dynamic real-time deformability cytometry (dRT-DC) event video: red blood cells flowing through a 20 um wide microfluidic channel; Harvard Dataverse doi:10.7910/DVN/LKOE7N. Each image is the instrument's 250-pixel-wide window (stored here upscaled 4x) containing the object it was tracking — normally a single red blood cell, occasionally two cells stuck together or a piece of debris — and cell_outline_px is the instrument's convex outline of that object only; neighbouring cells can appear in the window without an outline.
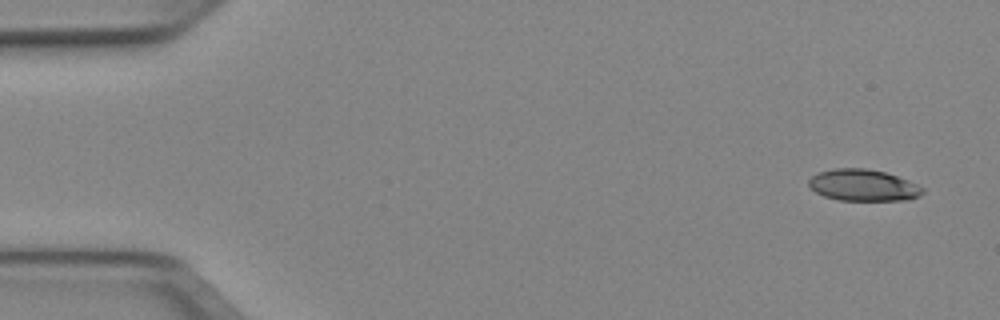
{"species": "Egyptian fruit bat (a non-hibernating species)", "species_latin": "Rousettus aegyptiacus", "temperature_condition": "cold", "stored_images_in_passage": 6, "camera_frame_rate_fps": 3000, "um_per_image_px": 0.085, "animal": {"sex": "female"}, "frame": {"image": 1, "passage_image": 1, "time_ms": 0.0, "image_size_px": [1000, 320], "cell_outline_px": [[924, 192], [920, 196], [908, 200], [840, 200], [824, 196], [816, 192], [808, 184], [808, 180], [812, 176], [820, 172], [832, 168], [868, 168], [884, 172], [908, 180], [924, 188]], "centroid_in_image_um": [73.38, 15.74], "position_along_channel_um": 11.6, "area_um2": 20.92}}
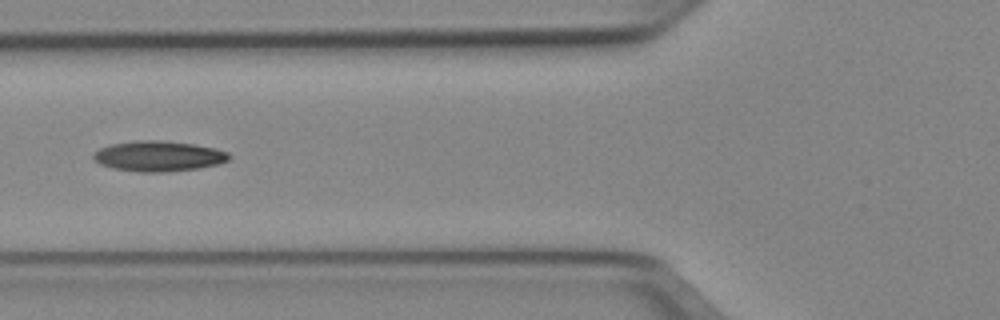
{"frame": {"image": 2, "passage_image": 5, "time_ms": 1.333, "image_size_px": [1000, 320], "cell_outline_px": [[232, 156], [228, 160], [220, 164], [200, 168], [164, 172], [140, 172], [112, 168], [100, 164], [92, 160], [92, 156], [100, 148], [112, 144], [136, 140], [164, 140], [196, 144], [216, 148], [228, 152]], "centroid_in_image_um": [13.51, 13.27], "position_along_channel_um": 112.3, "area_um2": 24.33}}
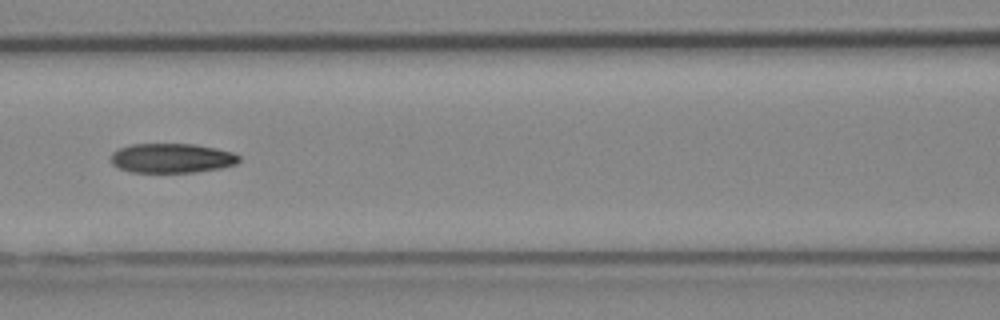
{"frame": {"image": 3, "passage_image": 6, "time_ms": 1.667, "image_size_px": [1000, 320], "cell_outline_px": [[240, 160], [236, 164], [220, 168], [196, 172], [132, 172], [120, 168], [112, 164], [108, 160], [112, 152], [120, 148], [132, 144], [196, 144], [216, 148], [232, 152], [240, 156]], "centroid_in_image_um": [14.59, 13.44], "position_along_channel_um": 152.0, "area_um2": 22.14}}